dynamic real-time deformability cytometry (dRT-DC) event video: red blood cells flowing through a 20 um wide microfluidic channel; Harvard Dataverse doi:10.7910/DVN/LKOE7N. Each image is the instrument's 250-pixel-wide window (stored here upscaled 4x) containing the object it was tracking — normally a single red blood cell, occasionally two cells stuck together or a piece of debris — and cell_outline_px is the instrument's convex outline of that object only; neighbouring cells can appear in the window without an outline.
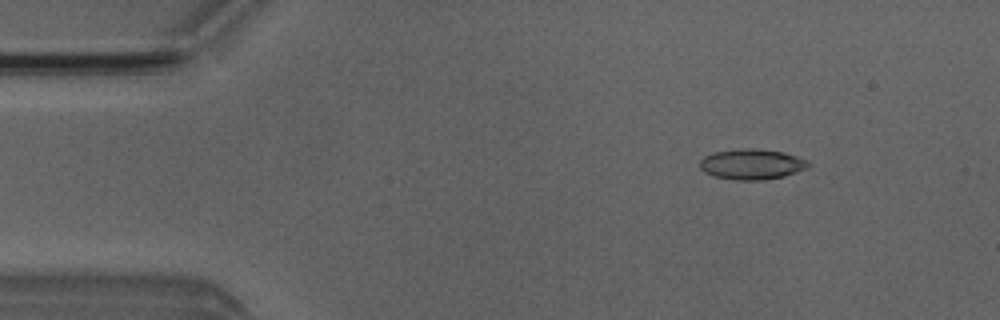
{"species": "Egyptian fruit bat (a non-hibernating species)", "species_latin": "Rousettus aegyptiacus", "temperature_condition": "room temperature", "stored_images_in_passage": 4, "camera_frame_rate_fps": 3000, "um_per_image_px": 0.085, "animal": {"sex": "male"}, "frame": {"image": 1, "passage_image": 2, "time_ms": 1.0, "image_size_px": [1000, 320], "cell_outline_px": [[808, 168], [784, 176], [764, 180], [732, 180], [712, 176], [704, 172], [700, 168], [700, 160], [704, 156], [712, 152], [736, 148], [756, 148], [784, 152], [808, 160]], "centroid_in_image_um": [63.86, 13.95], "position_along_channel_um": 21.1, "area_um2": 19.59}}